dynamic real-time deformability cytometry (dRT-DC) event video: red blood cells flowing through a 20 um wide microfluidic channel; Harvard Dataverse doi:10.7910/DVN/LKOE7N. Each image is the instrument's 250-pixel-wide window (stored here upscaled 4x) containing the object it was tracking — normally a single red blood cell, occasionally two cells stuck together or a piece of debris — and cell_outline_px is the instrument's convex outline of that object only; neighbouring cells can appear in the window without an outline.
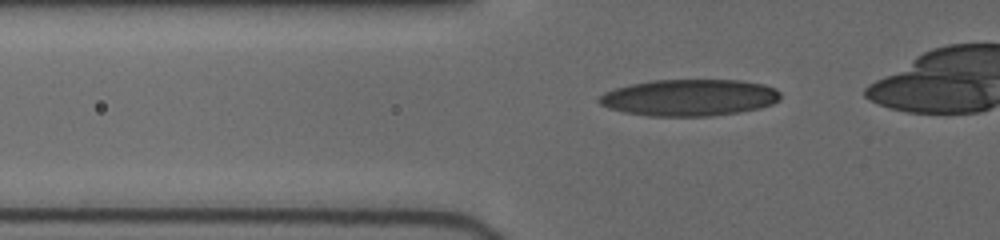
{"species": "human", "species_latin": "Homo sapiens", "temperature_condition": "cold", "stored_images_in_passage": 36, "camera_frame_rate_fps": 3000, "um_per_image_px": 0.085, "donor": {"sex": "female"}, "frame": {"image": 1, "passage_image": 2, "time_ms": 0.333, "image_size_px": [1000, 240], "cell_outline_px": [[780, 100], [772, 104], [760, 108], [736, 112], [708, 116], [652, 116], [624, 112], [608, 108], [600, 104], [596, 100], [604, 92], [628, 84], [652, 80], [740, 80], [764, 84], [776, 88], [780, 92]], "centroid_in_image_um": [58.59, 8.29], "position_along_channel_um": 67.2, "area_um2": 38.84}}
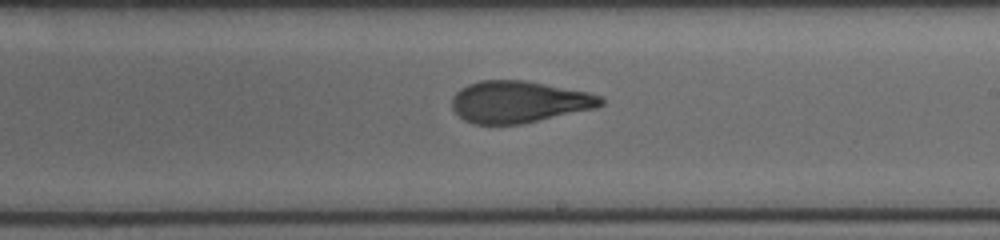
{"frame": {"image": 2, "passage_image": 20, "time_ms": 5.0, "image_size_px": [1000, 240], "cell_outline_px": [[604, 104], [596, 108], [520, 124], [472, 124], [464, 120], [452, 108], [452, 96], [460, 88], [468, 84], [480, 80], [524, 80], [588, 92], [604, 96]], "centroid_in_image_um": [44.11, 8.65], "position_along_channel_um": 244.9, "area_um2": 36.3}}
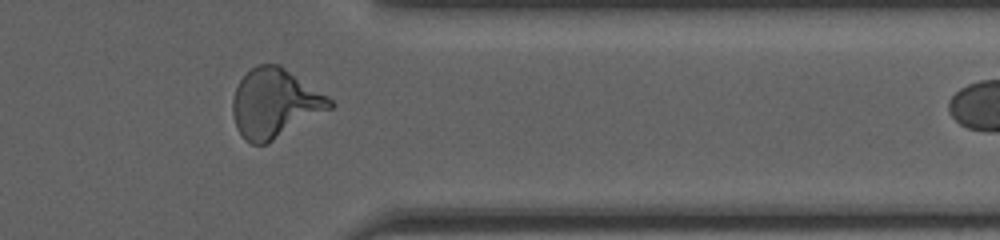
{"frame": {"image": 3, "passage_image": 33, "time_ms": 8.667, "image_size_px": [1000, 240], "cell_outline_px": [[336, 104], [332, 108], [268, 144], [252, 144], [244, 140], [236, 128], [232, 112], [232, 100], [236, 88], [240, 80], [256, 64], [280, 64], [328, 96]], "centroid_in_image_um": [23.36, 8.8], "position_along_channel_um": 388.0, "area_um2": 39.3}}